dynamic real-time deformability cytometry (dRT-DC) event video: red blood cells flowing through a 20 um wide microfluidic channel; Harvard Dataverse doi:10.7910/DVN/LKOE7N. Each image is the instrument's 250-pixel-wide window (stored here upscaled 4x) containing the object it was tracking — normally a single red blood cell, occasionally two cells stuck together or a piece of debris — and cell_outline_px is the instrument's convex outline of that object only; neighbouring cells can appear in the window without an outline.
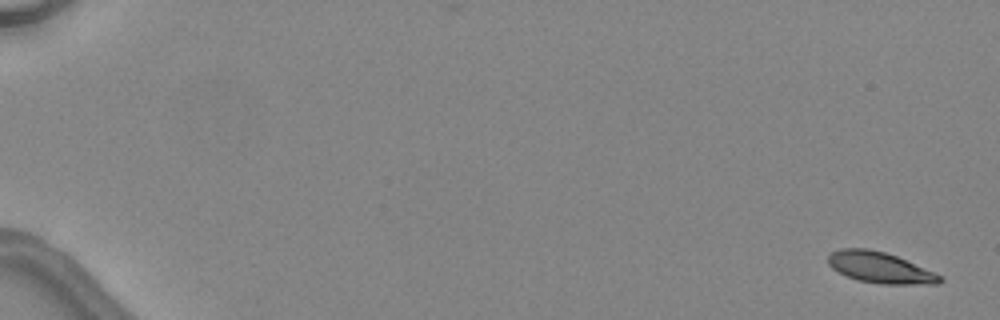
{"species": "common noctule bat (a hibernating species)", "species_latin": "Nyctalus noctula", "temperature_condition": "warm", "stored_images_in_passage": 5, "camera_frame_rate_fps": 3000, "um_per_image_px": 0.085, "animal": {"sex": "female", "body_mass_g": 24.6, "forearm_length_mm": 56.2}, "frame": {"image": 1, "passage_image": 1, "time_ms": 0.0, "image_size_px": [1000, 320], "cell_outline_px": [[944, 280], [940, 284], [880, 284], [856, 280], [832, 268], [828, 264], [828, 256], [832, 252], [840, 248], [868, 248], [884, 252], [896, 256], [936, 272]], "centroid_in_image_um": [74.82, 22.75], "position_along_channel_um": 10.2, "area_um2": 20.23}}
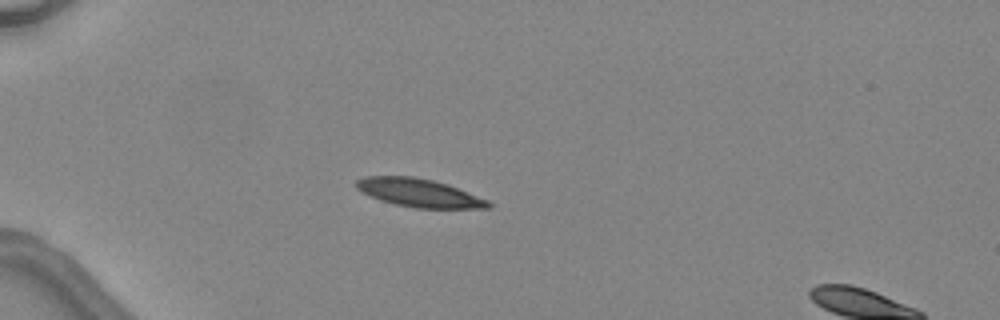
{"frame": {"image": 2, "passage_image": 4, "time_ms": 4.667, "image_size_px": [1000, 320], "cell_outline_px": [[492, 204], [488, 208], [416, 208], [396, 204], [380, 200], [356, 188], [356, 180], [364, 176], [412, 176], [432, 180], [448, 184], [488, 200]], "centroid_in_image_um": [35.62, 16.38], "position_along_channel_um": 49.4, "area_um2": 21.5}}